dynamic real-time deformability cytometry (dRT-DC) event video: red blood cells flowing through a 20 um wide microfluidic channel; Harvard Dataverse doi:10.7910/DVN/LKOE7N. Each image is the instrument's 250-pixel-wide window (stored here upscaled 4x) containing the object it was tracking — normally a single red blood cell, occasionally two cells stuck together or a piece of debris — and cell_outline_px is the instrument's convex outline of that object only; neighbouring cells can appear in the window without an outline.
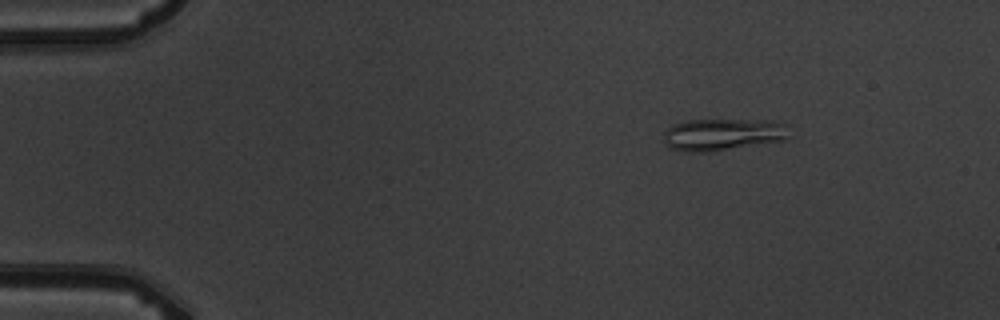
{"species": "common noctule bat (a hibernating species)", "species_latin": "Nyctalus noctula", "temperature_condition": "warm", "stored_images_in_passage": 7, "camera_frame_rate_fps": 3000, "um_per_image_px": 0.085, "animal": {"sex": "male", "body_mass_g": 19.5, "forearm_length_mm": 54.6}, "frame": {"image": 1, "passage_image": 3, "time_ms": 2.333, "image_size_px": [1000, 320], "cell_outline_px": [[788, 136], [784, 140], [712, 152], [688, 152], [668, 148], [664, 140], [664, 132], [672, 124], [688, 120], [772, 120], [788, 124]], "centroid_in_image_um": [61.44, 11.43], "position_along_channel_um": 23.6, "area_um2": 23.7}}
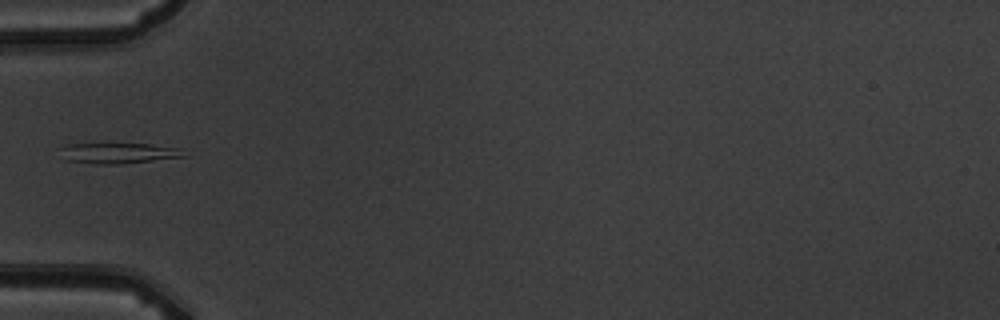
{"frame": {"image": 2, "passage_image": 6, "time_ms": 6.0, "image_size_px": [1000, 320], "cell_outline_px": [[188, 156], [124, 164], [96, 164], [64, 160], [56, 148], [68, 144], [152, 144], [180, 148]], "centroid_in_image_um": [10.02, 13.02], "position_along_channel_um": 75.0, "area_um2": 15.14}}
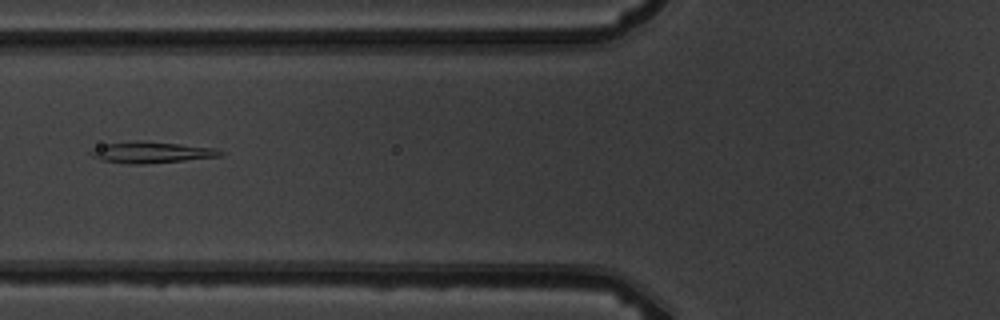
{"frame": {"image": 3, "passage_image": 7, "time_ms": 7.0, "image_size_px": [1000, 320], "cell_outline_px": [[224, 156], [184, 160], [140, 164], [132, 164], [100, 160], [92, 156], [88, 152], [92, 148], [108, 144], [144, 140], [216, 148], [224, 152]], "centroid_in_image_um": [12.89, 12.95], "position_along_channel_um": 112.9, "area_um2": 15.95}}